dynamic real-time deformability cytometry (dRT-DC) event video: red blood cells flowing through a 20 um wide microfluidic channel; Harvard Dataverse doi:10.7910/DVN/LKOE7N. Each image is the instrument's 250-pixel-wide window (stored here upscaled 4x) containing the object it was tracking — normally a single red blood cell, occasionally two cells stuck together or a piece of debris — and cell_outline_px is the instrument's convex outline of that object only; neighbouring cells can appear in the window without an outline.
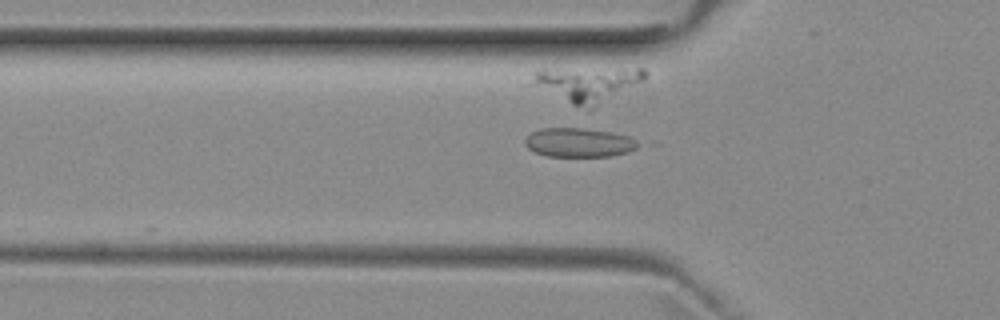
{"species": "common noctule bat (a hibernating species)", "species_latin": "Nyctalus noctula", "temperature_condition": "room temperature", "stored_images_in_passage": 5, "camera_frame_rate_fps": 3000, "um_per_image_px": 0.085, "animal": {"sex": "female", "body_mass_g": 29.2, "forearm_length_mm": 56.3}, "frame": {"image": 1, "passage_image": 2, "time_ms": 0.333, "image_size_px": [1000, 320], "cell_outline_px": [[644, 144], [628, 152], [612, 156], [548, 156], [536, 152], [528, 148], [524, 144], [524, 140], [532, 132], [540, 128], [580, 128], [612, 132], [628, 136]], "centroid_in_image_um": [49.24, 12.11], "position_along_channel_um": 76.6, "area_um2": 19.19}}
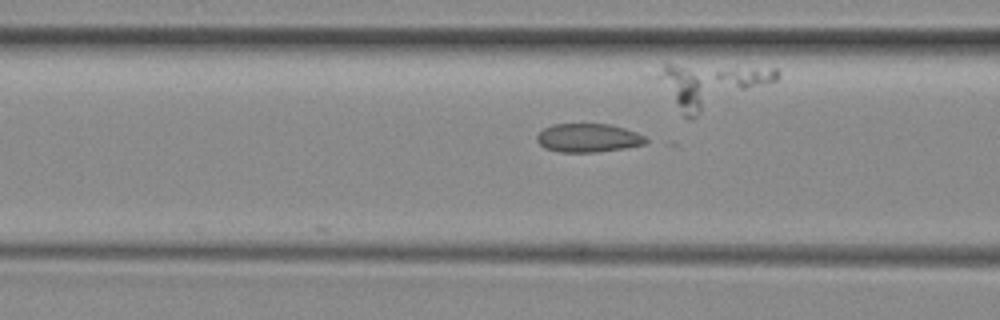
{"frame": {"image": 2, "passage_image": 5, "time_ms": 1.333, "image_size_px": [1000, 320], "cell_outline_px": [[648, 140], [644, 144], [624, 148], [596, 152], [560, 152], [544, 148], [536, 140], [536, 136], [544, 128], [552, 124], [608, 124], [624, 128], [636, 132], [644, 136]], "centroid_in_image_um": [49.97, 11.72], "position_along_channel_um": 116.6, "area_um2": 18.09}}